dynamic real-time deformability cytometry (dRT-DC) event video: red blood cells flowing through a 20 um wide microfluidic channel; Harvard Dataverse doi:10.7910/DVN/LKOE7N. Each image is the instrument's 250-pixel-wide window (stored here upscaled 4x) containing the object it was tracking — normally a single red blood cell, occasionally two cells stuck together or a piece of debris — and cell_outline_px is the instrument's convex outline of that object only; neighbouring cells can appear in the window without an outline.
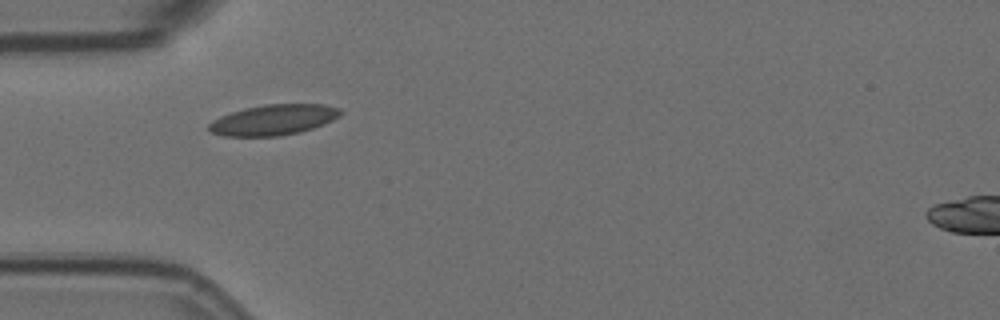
{"species": "Egyptian fruit bat (a non-hibernating species)", "species_latin": "Rousettus aegyptiacus", "temperature_condition": "room temperature", "stored_images_in_passage": 1, "camera_frame_rate_fps": 3000, "um_per_image_px": 0.085, "animal": {"sex": "female"}, "frame": {"image": 1, "passage_image": 1, "time_ms": 0.0, "image_size_px": [1000, 320], "cell_outline_px": [[344, 112], [340, 116], [324, 124], [300, 132], [280, 136], [224, 136], [212, 132], [208, 128], [208, 124], [212, 120], [220, 116], [244, 108], [264, 104], [324, 104], [340, 108]], "centroid_in_image_um": [23.27, 10.18], "position_along_channel_um": 61.7, "area_um2": 23.52}}